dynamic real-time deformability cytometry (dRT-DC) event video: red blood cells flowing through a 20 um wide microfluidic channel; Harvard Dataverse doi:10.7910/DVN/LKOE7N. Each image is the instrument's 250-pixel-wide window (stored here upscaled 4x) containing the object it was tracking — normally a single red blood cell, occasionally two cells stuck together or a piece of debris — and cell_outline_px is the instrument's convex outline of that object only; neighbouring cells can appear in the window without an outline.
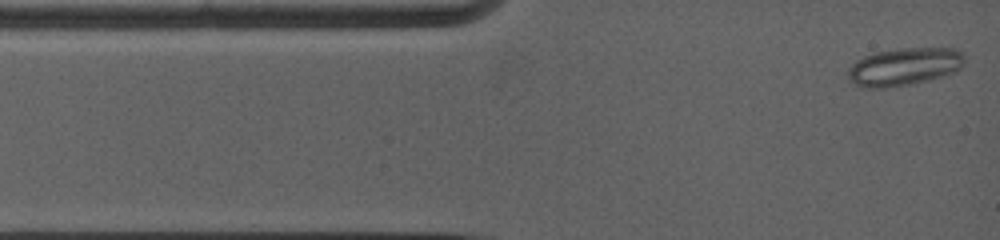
{"species": "common noctule bat (a hibernating species)", "species_latin": "Nyctalus noctula", "temperature_condition": "warm", "stored_images_in_passage": 67, "camera_frame_rate_fps": 5000, "um_per_image_px": 0.085, "animal": {"sex": "female", "body_mass_g": 19.0, "forearm_length_mm": 53.3}, "frame": {"image": 1, "passage_image": 1, "time_ms": 0.0, "image_size_px": [1000, 240], "cell_outline_px": [[964, 64], [956, 72], [944, 76], [912, 84], [888, 88], [856, 88], [848, 80], [848, 68], [856, 60], [872, 52], [896, 48], [956, 48], [964, 52]], "centroid_in_image_um": [76.83, 5.68], "position_along_channel_um": 8.2, "area_um2": 26.41}}
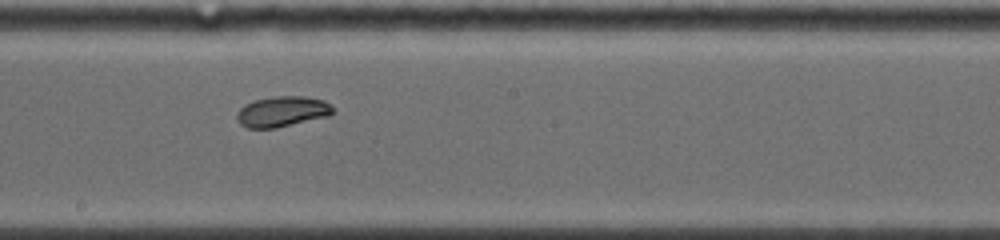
{"frame": {"image": 2, "passage_image": 35, "time_ms": 6.8, "image_size_px": [1000, 240], "cell_outline_px": [[336, 112], [328, 116], [276, 128], [248, 128], [240, 124], [236, 120], [236, 112], [244, 104], [256, 100], [272, 96], [304, 96], [324, 100]], "centroid_in_image_um": [23.96, 9.48], "position_along_channel_um": 224.2, "area_um2": 17.17}}
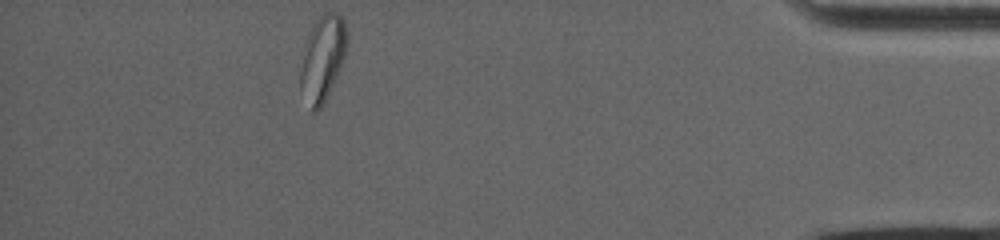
{"frame": {"image": 3, "passage_image": 67, "time_ms": 13.2, "image_size_px": [1000, 240], "cell_outline_px": [[348, 40], [344, 56], [336, 76], [324, 104], [316, 112], [312, 112], [300, 88], [300, 72], [304, 44], [308, 32], [312, 24], [324, 12], [336, 12], [344, 20], [348, 32]], "centroid_in_image_um": [27.41, 4.92], "position_along_channel_um": 407.8, "area_um2": 23.29}, "authors_computed_cell_mechanics": {"area_um2": 17.2822, "velocity_mm_per_s": 3.8488, "shape_relaxation_time_tau1_ms": null, "shape_relaxation_time_tau2_ms": 1.7153, "deformation_change_tau1": null, "deformation_change_tau2": 0.0429}}